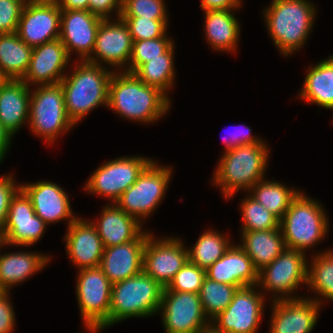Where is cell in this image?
Here are the masks:
<instances>
[{"label": "cell", "mask_w": 333, "mask_h": 333, "mask_svg": "<svg viewBox=\"0 0 333 333\" xmlns=\"http://www.w3.org/2000/svg\"><path fill=\"white\" fill-rule=\"evenodd\" d=\"M127 24L132 41L155 39L165 36L167 20L143 17H120Z\"/></svg>", "instance_id": "ab89813d"}, {"label": "cell", "mask_w": 333, "mask_h": 333, "mask_svg": "<svg viewBox=\"0 0 333 333\" xmlns=\"http://www.w3.org/2000/svg\"><path fill=\"white\" fill-rule=\"evenodd\" d=\"M1 245H6V238L3 231V228H0V247Z\"/></svg>", "instance_id": "816d5d0a"}, {"label": "cell", "mask_w": 333, "mask_h": 333, "mask_svg": "<svg viewBox=\"0 0 333 333\" xmlns=\"http://www.w3.org/2000/svg\"><path fill=\"white\" fill-rule=\"evenodd\" d=\"M33 48L17 32L0 34V69L12 80H22L28 71Z\"/></svg>", "instance_id": "83f0119b"}, {"label": "cell", "mask_w": 333, "mask_h": 333, "mask_svg": "<svg viewBox=\"0 0 333 333\" xmlns=\"http://www.w3.org/2000/svg\"><path fill=\"white\" fill-rule=\"evenodd\" d=\"M30 91L23 80L9 81L0 88V123L12 136L29 118Z\"/></svg>", "instance_id": "d4e9b609"}, {"label": "cell", "mask_w": 333, "mask_h": 333, "mask_svg": "<svg viewBox=\"0 0 333 333\" xmlns=\"http://www.w3.org/2000/svg\"><path fill=\"white\" fill-rule=\"evenodd\" d=\"M66 47L60 39L43 43L32 50L30 65L23 81L29 86V82L38 85L60 83L65 75H61L62 69L69 61Z\"/></svg>", "instance_id": "ffe728a7"}, {"label": "cell", "mask_w": 333, "mask_h": 333, "mask_svg": "<svg viewBox=\"0 0 333 333\" xmlns=\"http://www.w3.org/2000/svg\"><path fill=\"white\" fill-rule=\"evenodd\" d=\"M116 8H118V17H120L122 0H88V10L102 19H108V13Z\"/></svg>", "instance_id": "f6af8a7d"}, {"label": "cell", "mask_w": 333, "mask_h": 333, "mask_svg": "<svg viewBox=\"0 0 333 333\" xmlns=\"http://www.w3.org/2000/svg\"><path fill=\"white\" fill-rule=\"evenodd\" d=\"M281 229L266 231H243L241 246L252 260L254 267L260 271L270 264L285 249V241Z\"/></svg>", "instance_id": "4316f807"}, {"label": "cell", "mask_w": 333, "mask_h": 333, "mask_svg": "<svg viewBox=\"0 0 333 333\" xmlns=\"http://www.w3.org/2000/svg\"><path fill=\"white\" fill-rule=\"evenodd\" d=\"M242 213L244 223L242 231H266L280 228V220L251 196L243 201Z\"/></svg>", "instance_id": "8d00e7d4"}, {"label": "cell", "mask_w": 333, "mask_h": 333, "mask_svg": "<svg viewBox=\"0 0 333 333\" xmlns=\"http://www.w3.org/2000/svg\"><path fill=\"white\" fill-rule=\"evenodd\" d=\"M231 10L205 11L206 36L209 43L219 50H235L240 28Z\"/></svg>", "instance_id": "4dcf8cb0"}, {"label": "cell", "mask_w": 333, "mask_h": 333, "mask_svg": "<svg viewBox=\"0 0 333 333\" xmlns=\"http://www.w3.org/2000/svg\"><path fill=\"white\" fill-rule=\"evenodd\" d=\"M261 144L241 145L225 152L214 175L226 198L238 189H251L263 177L268 150Z\"/></svg>", "instance_id": "5b68a950"}, {"label": "cell", "mask_w": 333, "mask_h": 333, "mask_svg": "<svg viewBox=\"0 0 333 333\" xmlns=\"http://www.w3.org/2000/svg\"><path fill=\"white\" fill-rule=\"evenodd\" d=\"M228 242L219 233L206 231L195 246L188 249V260L206 270L224 255L230 247Z\"/></svg>", "instance_id": "836d02e7"}, {"label": "cell", "mask_w": 333, "mask_h": 333, "mask_svg": "<svg viewBox=\"0 0 333 333\" xmlns=\"http://www.w3.org/2000/svg\"><path fill=\"white\" fill-rule=\"evenodd\" d=\"M65 240L70 258L80 269L100 266L104 246L93 223L76 218L68 226Z\"/></svg>", "instance_id": "7402d4cb"}, {"label": "cell", "mask_w": 333, "mask_h": 333, "mask_svg": "<svg viewBox=\"0 0 333 333\" xmlns=\"http://www.w3.org/2000/svg\"><path fill=\"white\" fill-rule=\"evenodd\" d=\"M206 278V270L187 260L166 287L171 291L199 294Z\"/></svg>", "instance_id": "f35d334b"}, {"label": "cell", "mask_w": 333, "mask_h": 333, "mask_svg": "<svg viewBox=\"0 0 333 333\" xmlns=\"http://www.w3.org/2000/svg\"><path fill=\"white\" fill-rule=\"evenodd\" d=\"M30 96L29 123L35 134L48 142L72 127L64 103L63 88L60 83L37 87Z\"/></svg>", "instance_id": "52a82bcc"}, {"label": "cell", "mask_w": 333, "mask_h": 333, "mask_svg": "<svg viewBox=\"0 0 333 333\" xmlns=\"http://www.w3.org/2000/svg\"><path fill=\"white\" fill-rule=\"evenodd\" d=\"M262 180L251 187V190H254L251 197L281 220L299 191L290 190L279 182H263Z\"/></svg>", "instance_id": "1f68e13d"}, {"label": "cell", "mask_w": 333, "mask_h": 333, "mask_svg": "<svg viewBox=\"0 0 333 333\" xmlns=\"http://www.w3.org/2000/svg\"><path fill=\"white\" fill-rule=\"evenodd\" d=\"M20 188L31 200L35 214L46 224L69 217L70 225L77 218L72 216L68 196L57 184L38 182Z\"/></svg>", "instance_id": "cb8c5ba5"}, {"label": "cell", "mask_w": 333, "mask_h": 333, "mask_svg": "<svg viewBox=\"0 0 333 333\" xmlns=\"http://www.w3.org/2000/svg\"><path fill=\"white\" fill-rule=\"evenodd\" d=\"M12 136L0 123V162L4 158V155L7 151L8 146L10 145V140Z\"/></svg>", "instance_id": "681fc988"}, {"label": "cell", "mask_w": 333, "mask_h": 333, "mask_svg": "<svg viewBox=\"0 0 333 333\" xmlns=\"http://www.w3.org/2000/svg\"><path fill=\"white\" fill-rule=\"evenodd\" d=\"M206 277L238 288L255 286L259 278L258 270L240 245L230 246L219 260L206 269Z\"/></svg>", "instance_id": "44dd1931"}, {"label": "cell", "mask_w": 333, "mask_h": 333, "mask_svg": "<svg viewBox=\"0 0 333 333\" xmlns=\"http://www.w3.org/2000/svg\"><path fill=\"white\" fill-rule=\"evenodd\" d=\"M81 62L71 77L64 76L60 82L66 113L73 124L98 105H108L109 81L114 73L100 64Z\"/></svg>", "instance_id": "7a4b0ae2"}, {"label": "cell", "mask_w": 333, "mask_h": 333, "mask_svg": "<svg viewBox=\"0 0 333 333\" xmlns=\"http://www.w3.org/2000/svg\"><path fill=\"white\" fill-rule=\"evenodd\" d=\"M77 297L86 327L96 332L108 326L112 284L100 267L80 269Z\"/></svg>", "instance_id": "ba28073f"}, {"label": "cell", "mask_w": 333, "mask_h": 333, "mask_svg": "<svg viewBox=\"0 0 333 333\" xmlns=\"http://www.w3.org/2000/svg\"><path fill=\"white\" fill-rule=\"evenodd\" d=\"M8 292L0 295V333H11L14 327V311L9 303Z\"/></svg>", "instance_id": "ee69618b"}, {"label": "cell", "mask_w": 333, "mask_h": 333, "mask_svg": "<svg viewBox=\"0 0 333 333\" xmlns=\"http://www.w3.org/2000/svg\"><path fill=\"white\" fill-rule=\"evenodd\" d=\"M277 299V300H276ZM274 300L270 333H310L321 301L284 297Z\"/></svg>", "instance_id": "d6986e66"}, {"label": "cell", "mask_w": 333, "mask_h": 333, "mask_svg": "<svg viewBox=\"0 0 333 333\" xmlns=\"http://www.w3.org/2000/svg\"><path fill=\"white\" fill-rule=\"evenodd\" d=\"M12 180L10 176L0 178V228L4 227L12 197L20 189Z\"/></svg>", "instance_id": "7bdbcfd3"}, {"label": "cell", "mask_w": 333, "mask_h": 333, "mask_svg": "<svg viewBox=\"0 0 333 333\" xmlns=\"http://www.w3.org/2000/svg\"><path fill=\"white\" fill-rule=\"evenodd\" d=\"M163 0H122L120 17L167 20Z\"/></svg>", "instance_id": "60d3db41"}, {"label": "cell", "mask_w": 333, "mask_h": 333, "mask_svg": "<svg viewBox=\"0 0 333 333\" xmlns=\"http://www.w3.org/2000/svg\"><path fill=\"white\" fill-rule=\"evenodd\" d=\"M117 23L103 19L98 27L93 54L114 66L130 62L133 41L127 24L120 17Z\"/></svg>", "instance_id": "603a6c76"}, {"label": "cell", "mask_w": 333, "mask_h": 333, "mask_svg": "<svg viewBox=\"0 0 333 333\" xmlns=\"http://www.w3.org/2000/svg\"><path fill=\"white\" fill-rule=\"evenodd\" d=\"M300 96L308 102L333 109V56L310 69Z\"/></svg>", "instance_id": "f546056e"}, {"label": "cell", "mask_w": 333, "mask_h": 333, "mask_svg": "<svg viewBox=\"0 0 333 333\" xmlns=\"http://www.w3.org/2000/svg\"><path fill=\"white\" fill-rule=\"evenodd\" d=\"M152 161L142 157L119 158L100 166L86 183L87 190L103 194L116 202Z\"/></svg>", "instance_id": "4fadbf2b"}, {"label": "cell", "mask_w": 333, "mask_h": 333, "mask_svg": "<svg viewBox=\"0 0 333 333\" xmlns=\"http://www.w3.org/2000/svg\"><path fill=\"white\" fill-rule=\"evenodd\" d=\"M163 289L144 272L112 284L108 326L129 317L154 314L160 308Z\"/></svg>", "instance_id": "277c9868"}, {"label": "cell", "mask_w": 333, "mask_h": 333, "mask_svg": "<svg viewBox=\"0 0 333 333\" xmlns=\"http://www.w3.org/2000/svg\"><path fill=\"white\" fill-rule=\"evenodd\" d=\"M47 256L20 252L0 256V288L8 292L11 285L22 282L45 266Z\"/></svg>", "instance_id": "f1b7e54d"}, {"label": "cell", "mask_w": 333, "mask_h": 333, "mask_svg": "<svg viewBox=\"0 0 333 333\" xmlns=\"http://www.w3.org/2000/svg\"><path fill=\"white\" fill-rule=\"evenodd\" d=\"M237 290V286L216 282L206 277L199 292L205 316L209 315L211 319H214L224 311Z\"/></svg>", "instance_id": "e575fe53"}, {"label": "cell", "mask_w": 333, "mask_h": 333, "mask_svg": "<svg viewBox=\"0 0 333 333\" xmlns=\"http://www.w3.org/2000/svg\"><path fill=\"white\" fill-rule=\"evenodd\" d=\"M8 81H9V78L0 69V88L3 87Z\"/></svg>", "instance_id": "f907efd6"}, {"label": "cell", "mask_w": 333, "mask_h": 333, "mask_svg": "<svg viewBox=\"0 0 333 333\" xmlns=\"http://www.w3.org/2000/svg\"><path fill=\"white\" fill-rule=\"evenodd\" d=\"M172 46V41L167 39L166 36L155 39L133 41L130 58L131 65H129L130 67H128L126 72L134 73L142 64L166 53Z\"/></svg>", "instance_id": "74e56055"}, {"label": "cell", "mask_w": 333, "mask_h": 333, "mask_svg": "<svg viewBox=\"0 0 333 333\" xmlns=\"http://www.w3.org/2000/svg\"><path fill=\"white\" fill-rule=\"evenodd\" d=\"M247 132L251 131L248 127L246 128ZM239 133V132H238ZM235 135H231V140L225 139L226 150H231L232 148H236L241 145H250V144H261L263 143L260 139H256L249 135V133H234Z\"/></svg>", "instance_id": "bcb514c9"}, {"label": "cell", "mask_w": 333, "mask_h": 333, "mask_svg": "<svg viewBox=\"0 0 333 333\" xmlns=\"http://www.w3.org/2000/svg\"><path fill=\"white\" fill-rule=\"evenodd\" d=\"M251 286L238 288L227 308L214 319L218 325L210 326L211 333H255L264 308L262 295Z\"/></svg>", "instance_id": "7c38bea8"}, {"label": "cell", "mask_w": 333, "mask_h": 333, "mask_svg": "<svg viewBox=\"0 0 333 333\" xmlns=\"http://www.w3.org/2000/svg\"><path fill=\"white\" fill-rule=\"evenodd\" d=\"M183 248L179 239L154 241L149 234L143 253V272L163 288L167 287L188 260V250Z\"/></svg>", "instance_id": "5bb4252c"}, {"label": "cell", "mask_w": 333, "mask_h": 333, "mask_svg": "<svg viewBox=\"0 0 333 333\" xmlns=\"http://www.w3.org/2000/svg\"><path fill=\"white\" fill-rule=\"evenodd\" d=\"M149 233H141L135 240L104 248L100 268L111 284L143 272V253Z\"/></svg>", "instance_id": "ac0fdd59"}, {"label": "cell", "mask_w": 333, "mask_h": 333, "mask_svg": "<svg viewBox=\"0 0 333 333\" xmlns=\"http://www.w3.org/2000/svg\"><path fill=\"white\" fill-rule=\"evenodd\" d=\"M327 223L322 207L299 192L280 220L286 248L304 252L325 236Z\"/></svg>", "instance_id": "8992f818"}, {"label": "cell", "mask_w": 333, "mask_h": 333, "mask_svg": "<svg viewBox=\"0 0 333 333\" xmlns=\"http://www.w3.org/2000/svg\"><path fill=\"white\" fill-rule=\"evenodd\" d=\"M240 0H202L201 7L204 11L209 10H231L240 6Z\"/></svg>", "instance_id": "7dc6e473"}, {"label": "cell", "mask_w": 333, "mask_h": 333, "mask_svg": "<svg viewBox=\"0 0 333 333\" xmlns=\"http://www.w3.org/2000/svg\"><path fill=\"white\" fill-rule=\"evenodd\" d=\"M168 97L144 84L134 73H113L108 87V107L129 119L152 122L166 113Z\"/></svg>", "instance_id": "6da1fadb"}, {"label": "cell", "mask_w": 333, "mask_h": 333, "mask_svg": "<svg viewBox=\"0 0 333 333\" xmlns=\"http://www.w3.org/2000/svg\"><path fill=\"white\" fill-rule=\"evenodd\" d=\"M311 267L307 272V284L323 297L333 300V252L315 256Z\"/></svg>", "instance_id": "d590c367"}, {"label": "cell", "mask_w": 333, "mask_h": 333, "mask_svg": "<svg viewBox=\"0 0 333 333\" xmlns=\"http://www.w3.org/2000/svg\"><path fill=\"white\" fill-rule=\"evenodd\" d=\"M304 254L286 248L270 264L258 271V283L276 293H292L300 283H307L308 269Z\"/></svg>", "instance_id": "2e32d148"}, {"label": "cell", "mask_w": 333, "mask_h": 333, "mask_svg": "<svg viewBox=\"0 0 333 333\" xmlns=\"http://www.w3.org/2000/svg\"><path fill=\"white\" fill-rule=\"evenodd\" d=\"M173 46L164 54L142 64L134 74L144 83L166 93L173 82Z\"/></svg>", "instance_id": "d6a6232c"}, {"label": "cell", "mask_w": 333, "mask_h": 333, "mask_svg": "<svg viewBox=\"0 0 333 333\" xmlns=\"http://www.w3.org/2000/svg\"><path fill=\"white\" fill-rule=\"evenodd\" d=\"M151 161L133 183L116 201L128 215L145 218L162 200L170 180L171 171L165 166H156ZM161 199V200H160Z\"/></svg>", "instance_id": "9c48e42d"}, {"label": "cell", "mask_w": 333, "mask_h": 333, "mask_svg": "<svg viewBox=\"0 0 333 333\" xmlns=\"http://www.w3.org/2000/svg\"><path fill=\"white\" fill-rule=\"evenodd\" d=\"M166 333H207L206 322L199 294L163 289L160 308ZM208 323V324H206Z\"/></svg>", "instance_id": "30bf717a"}, {"label": "cell", "mask_w": 333, "mask_h": 333, "mask_svg": "<svg viewBox=\"0 0 333 333\" xmlns=\"http://www.w3.org/2000/svg\"><path fill=\"white\" fill-rule=\"evenodd\" d=\"M61 10H88V0H56Z\"/></svg>", "instance_id": "c3c4849f"}, {"label": "cell", "mask_w": 333, "mask_h": 333, "mask_svg": "<svg viewBox=\"0 0 333 333\" xmlns=\"http://www.w3.org/2000/svg\"><path fill=\"white\" fill-rule=\"evenodd\" d=\"M104 248L135 240L142 232L140 223L125 213L117 204L106 206L99 224H94Z\"/></svg>", "instance_id": "484cf974"}, {"label": "cell", "mask_w": 333, "mask_h": 333, "mask_svg": "<svg viewBox=\"0 0 333 333\" xmlns=\"http://www.w3.org/2000/svg\"><path fill=\"white\" fill-rule=\"evenodd\" d=\"M4 291L0 288V295L3 293Z\"/></svg>", "instance_id": "f5cc1de1"}, {"label": "cell", "mask_w": 333, "mask_h": 333, "mask_svg": "<svg viewBox=\"0 0 333 333\" xmlns=\"http://www.w3.org/2000/svg\"><path fill=\"white\" fill-rule=\"evenodd\" d=\"M27 0H0V34L17 32Z\"/></svg>", "instance_id": "b9f144b4"}, {"label": "cell", "mask_w": 333, "mask_h": 333, "mask_svg": "<svg viewBox=\"0 0 333 333\" xmlns=\"http://www.w3.org/2000/svg\"><path fill=\"white\" fill-rule=\"evenodd\" d=\"M313 7L305 0H273L265 10L268 30L285 55L300 48L306 40L315 16Z\"/></svg>", "instance_id": "3957f363"}, {"label": "cell", "mask_w": 333, "mask_h": 333, "mask_svg": "<svg viewBox=\"0 0 333 333\" xmlns=\"http://www.w3.org/2000/svg\"><path fill=\"white\" fill-rule=\"evenodd\" d=\"M103 19L89 10H61L60 36L62 44L70 56V51H78L83 60L99 64L93 53L98 27ZM86 58V59H85Z\"/></svg>", "instance_id": "9a60e30c"}, {"label": "cell", "mask_w": 333, "mask_h": 333, "mask_svg": "<svg viewBox=\"0 0 333 333\" xmlns=\"http://www.w3.org/2000/svg\"><path fill=\"white\" fill-rule=\"evenodd\" d=\"M61 9L56 0H27L18 28L19 38L32 48L59 39Z\"/></svg>", "instance_id": "8fae6325"}, {"label": "cell", "mask_w": 333, "mask_h": 333, "mask_svg": "<svg viewBox=\"0 0 333 333\" xmlns=\"http://www.w3.org/2000/svg\"><path fill=\"white\" fill-rule=\"evenodd\" d=\"M46 223L35 214L31 200L20 188L12 197L3 227L6 244L32 245L42 236Z\"/></svg>", "instance_id": "e0dca14e"}]
</instances>
